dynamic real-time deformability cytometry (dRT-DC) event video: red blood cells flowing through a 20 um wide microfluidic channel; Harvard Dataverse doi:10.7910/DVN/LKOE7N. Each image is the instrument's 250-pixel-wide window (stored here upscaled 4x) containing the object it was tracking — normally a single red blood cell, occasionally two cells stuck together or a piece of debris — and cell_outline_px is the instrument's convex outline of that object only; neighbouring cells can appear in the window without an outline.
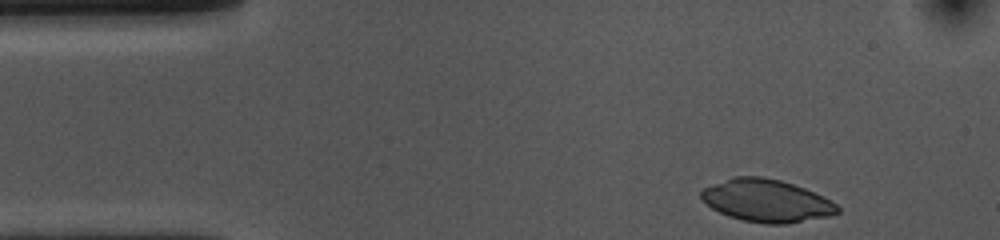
{"species": "common noctule bat (a hibernating species)", "species_latin": "Nyctalus noctula", "temperature_condition": "cold", "stored_images_in_passage": 36, "camera_frame_rate_fps": 3000, "um_per_image_px": 0.085, "animal": {"sex": "female", "body_mass_g": 10.0, "forearm_length_mm": 53.1}, "frame": {"image": 1, "passage_image": 1, "time_ms": 0.0, "image_size_px": [1000, 240], "cell_outline_px": [[840, 212], [828, 216], [784, 224], [764, 224], [744, 220], [728, 216], [712, 208], [700, 196], [700, 192], [704, 188], [732, 176], [760, 176], [780, 180], [804, 188], [824, 196], [836, 204], [840, 208]], "centroid_in_image_um": [65.16, 17.05], "position_along_channel_um": 19.8, "area_um2": 33.58}}